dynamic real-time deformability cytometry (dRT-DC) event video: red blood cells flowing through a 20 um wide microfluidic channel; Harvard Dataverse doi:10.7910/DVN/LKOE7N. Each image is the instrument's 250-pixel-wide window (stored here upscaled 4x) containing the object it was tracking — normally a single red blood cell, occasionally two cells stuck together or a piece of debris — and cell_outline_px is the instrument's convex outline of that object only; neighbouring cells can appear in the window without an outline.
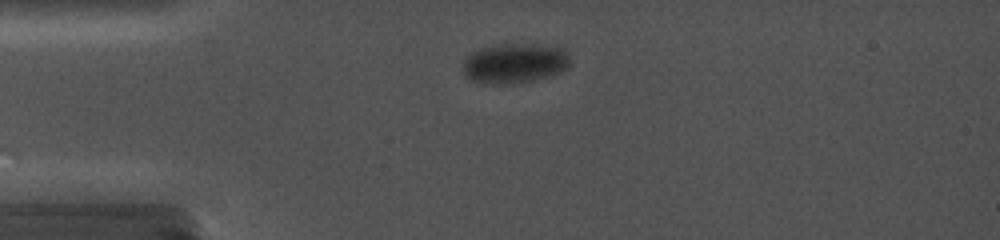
{"species": "common noctule bat (a hibernating species)", "species_latin": "Nyctalus noctula", "temperature_condition": "cold", "stored_images_in_passage": 5, "camera_frame_rate_fps": 5000, "um_per_image_px": 0.085, "animal": {"sex": "female", "body_mass_g": 19.0, "forearm_length_mm": 56.7}, "frame": {"image": 1, "passage_image": 1, "time_ms": 0.0, "image_size_px": [1000, 240], "cell_outline_px": [[568, 68], [548, 76], [516, 84], [484, 84], [472, 80], [464, 76], [464, 56], [480, 48], [500, 44], [524, 44], [560, 48], [568, 56]], "centroid_in_image_um": [43.66, 5.4], "position_along_channel_um": 41.3, "area_um2": 24.68}}
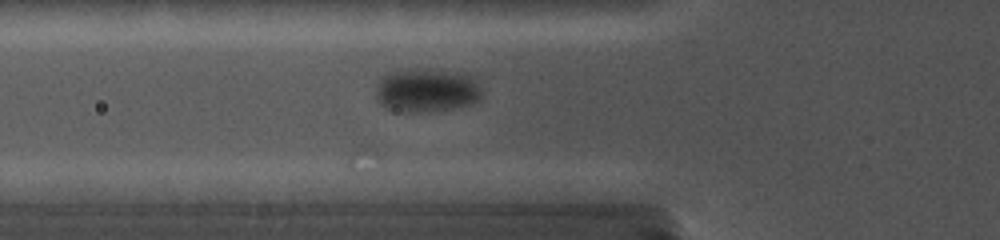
{"frame": {"image": 2, "passage_image": 5, "time_ms": 2.2, "image_size_px": [1000, 240], "cell_outline_px": [[480, 100], [472, 104], [460, 108], [428, 112], [400, 112], [384, 108], [380, 104], [376, 96], [376, 88], [380, 76], [392, 72], [412, 68], [440, 68], [464, 72], [480, 88]], "centroid_in_image_um": [36.24, 7.67], "position_along_channel_um": 89.6, "area_um2": 27.8}}